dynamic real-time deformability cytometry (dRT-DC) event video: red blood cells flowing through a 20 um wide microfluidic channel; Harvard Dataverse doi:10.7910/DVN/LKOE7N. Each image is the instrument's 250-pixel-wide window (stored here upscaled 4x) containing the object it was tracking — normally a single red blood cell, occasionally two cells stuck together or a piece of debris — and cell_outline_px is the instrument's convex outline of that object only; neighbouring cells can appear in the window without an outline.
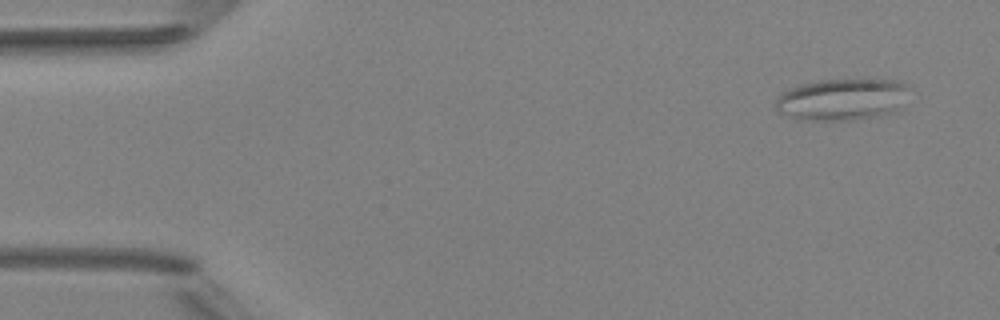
{"species": "Egyptian fruit bat (a non-hibernating species)", "species_latin": "Rousettus aegyptiacus", "temperature_condition": "room temperature", "stored_images_in_passage": 4, "camera_frame_rate_fps": 3000, "um_per_image_px": 0.085, "animal": {"sex": "female"}, "frame": {"image": 1, "passage_image": 1, "time_ms": 0.0, "image_size_px": [1000, 320], "cell_outline_px": [[912, 88], [900, 108], [892, 112], [876, 116], [852, 120], [796, 120], [784, 116], [776, 108], [776, 100], [784, 92], [792, 88], [804, 84], [820, 80], [896, 80], [908, 84]], "centroid_in_image_um": [71.62, 8.46], "position_along_channel_um": 13.4, "area_um2": 32.54}}